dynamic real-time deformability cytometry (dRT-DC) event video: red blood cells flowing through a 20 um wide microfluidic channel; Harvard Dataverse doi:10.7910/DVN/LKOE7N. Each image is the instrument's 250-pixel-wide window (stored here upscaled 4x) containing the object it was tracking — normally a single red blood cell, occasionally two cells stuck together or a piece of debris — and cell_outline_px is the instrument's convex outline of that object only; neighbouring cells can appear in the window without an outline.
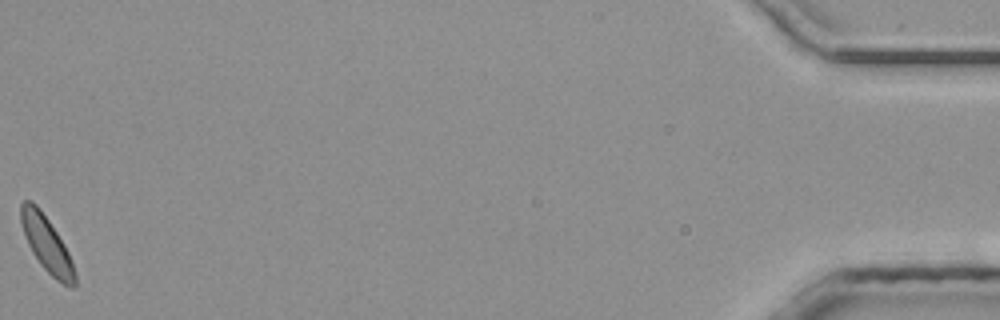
{"species": "common noctule bat (a hibernating species)", "species_latin": "Nyctalus noctula", "temperature_condition": "room temperature", "stored_images_in_passage": 40, "camera_frame_rate_fps": 3000, "um_per_image_px": 0.085, "animal": {"sex": "male", "body_mass_g": 20.4}, "frame": {"image": 1, "passage_image": 40, "time_ms": 13.0, "image_size_px": [1000, 320], "cell_outline_px": [[76, 288], [68, 288], [56, 280], [40, 264], [32, 252], [28, 244], [20, 224], [20, 204], [24, 200], [32, 200], [40, 208], [64, 244], [68, 252], [76, 276]], "centroid_in_image_um": [3.96, 20.76], "position_along_channel_um": 431.2, "area_um2": 17.51}}